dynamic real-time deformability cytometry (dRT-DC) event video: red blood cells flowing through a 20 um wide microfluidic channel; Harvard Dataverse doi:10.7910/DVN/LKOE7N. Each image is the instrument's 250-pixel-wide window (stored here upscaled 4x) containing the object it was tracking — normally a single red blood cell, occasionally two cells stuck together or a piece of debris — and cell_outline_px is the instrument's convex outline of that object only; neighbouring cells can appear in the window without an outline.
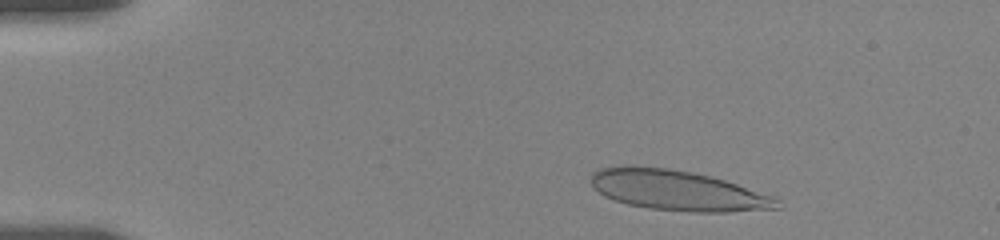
{"species": "human", "species_latin": "Homo sapiens", "temperature_condition": "room temperature", "stored_images_in_passage": 33, "camera_frame_rate_fps": 3000, "um_per_image_px": 0.085, "donor": {"sex": "female"}, "frame": {"image": 1, "passage_image": 4, "time_ms": 1.0, "image_size_px": [1000, 240], "cell_outline_px": [[780, 208], [728, 212], [692, 212], [648, 208], [628, 204], [604, 196], [592, 184], [592, 172], [600, 168], [624, 164], [628, 164], [668, 168], [692, 172], [724, 180], [772, 196], [780, 200]], "centroid_in_image_um": [57.56, 16.17], "position_along_channel_um": 27.4, "area_um2": 43.58}}
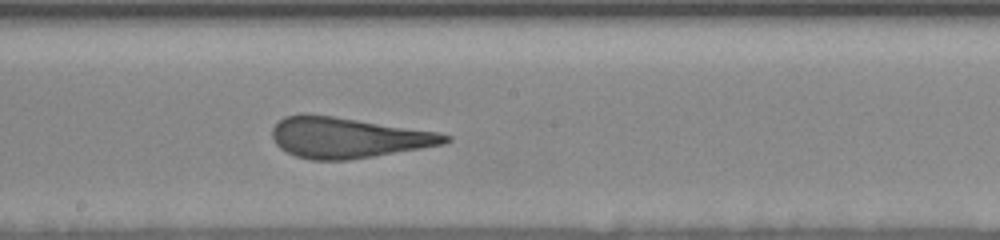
{"frame": {"image": 2, "passage_image": 21, "time_ms": 8.333, "image_size_px": [1000, 240], "cell_outline_px": [[452, 140], [444, 144], [348, 160], [312, 160], [296, 156], [280, 148], [276, 144], [272, 136], [272, 128], [284, 116], [332, 116], [440, 132], [452, 136]], "centroid_in_image_um": [29.61, 11.72], "position_along_channel_um": 218.6, "area_um2": 40.17}}
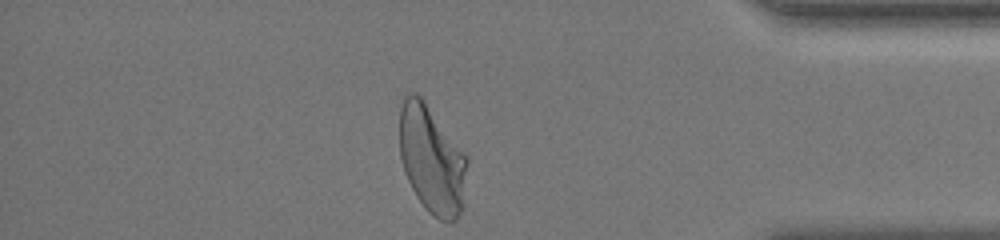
{"frame": {"image": 3, "passage_image": 33, "time_ms": 14.0, "image_size_px": [1000, 240], "cell_outline_px": [[468, 160], [460, 212], [456, 220], [452, 224], [448, 224], [432, 216], [424, 208], [416, 196], [404, 172], [400, 156], [400, 104], [404, 96], [408, 92], [416, 92], [424, 100], [468, 156]], "centroid_in_image_um": [36.69, 13.56], "position_along_channel_um": 398.5, "area_um2": 42.77}, "authors_computed_cell_mechanics": {"area_um2": 42.0784, "velocity_mm_per_s": 3.6236, "shape_relaxation_time_tau1_ms": 6.5319, "shape_relaxation_time_tau2_ms": null, "deformation_change_tau1": 0.2589, "deformation_change_tau2": null}}